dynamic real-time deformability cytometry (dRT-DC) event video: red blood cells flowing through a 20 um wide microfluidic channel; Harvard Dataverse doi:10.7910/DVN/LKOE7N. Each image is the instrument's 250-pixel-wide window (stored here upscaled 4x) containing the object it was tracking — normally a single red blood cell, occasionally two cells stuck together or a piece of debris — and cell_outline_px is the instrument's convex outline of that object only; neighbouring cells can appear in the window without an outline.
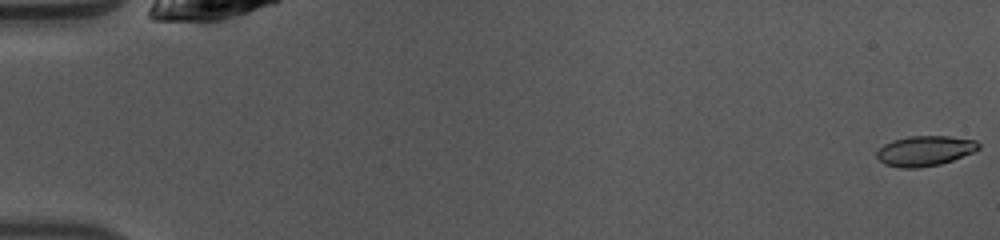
{"species": "common noctule bat (a hibernating species)", "species_latin": "Nyctalus noctula", "temperature_condition": "warm", "stored_images_in_passage": 49, "camera_frame_rate_fps": 3000, "um_per_image_px": 0.085, "animal": {"sex": "female", "body_mass_g": 10.0, "forearm_length_mm": 53.1}, "frame": {"image": 1, "passage_image": 1, "time_ms": 0.0, "image_size_px": [1000, 240], "cell_outline_px": [[980, 148], [972, 152], [952, 160], [940, 164], [916, 168], [900, 168], [884, 164], [876, 156], [876, 152], [884, 144], [892, 140], [908, 136], [948, 136], [976, 140], [980, 144]], "centroid_in_image_um": [78.59, 12.82], "position_along_channel_um": 6.4, "area_um2": 17.86}}
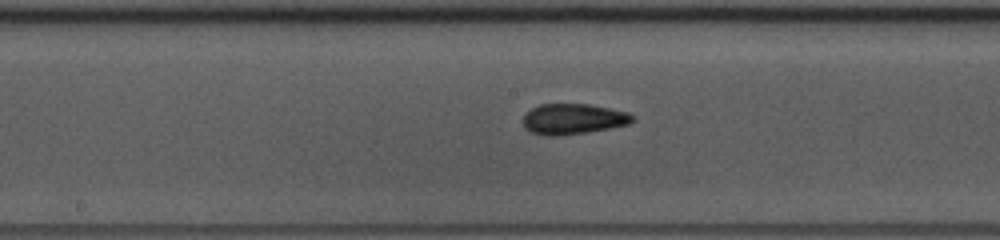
{"frame": {"image": 2, "passage_image": 26, "time_ms": 8.333, "image_size_px": [1000, 240], "cell_outline_px": [[636, 120], [628, 124], [612, 128], [588, 132], [556, 136], [544, 136], [532, 132], [524, 128], [524, 116], [532, 108], [540, 104], [588, 104], [628, 112]], "centroid_in_image_um": [48.73, 10.12], "position_along_channel_um": 199.5, "area_um2": 19.48}}
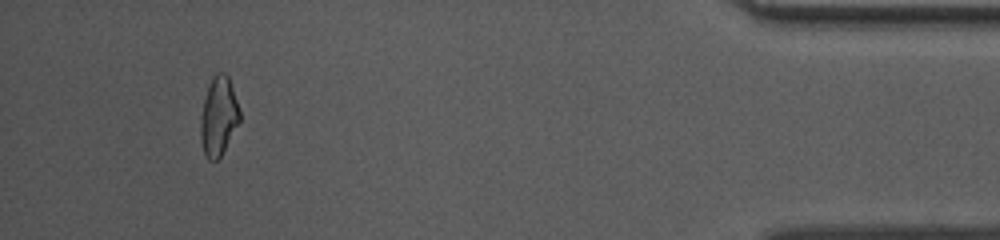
{"frame": {"image": 3, "passage_image": 46, "time_ms": 15.0, "image_size_px": [1000, 240], "cell_outline_px": [[240, 120], [220, 156], [216, 160], [208, 160], [204, 152], [200, 136], [200, 116], [204, 100], [212, 76], [216, 72], [224, 72], [228, 76], [240, 108]], "centroid_in_image_um": [18.57, 9.85], "position_along_channel_um": 416.6, "area_um2": 17.8}, "authors_computed_cell_mechanics": {"area_um2": 18.3804, "velocity_mm_per_s": 4.1451, "shape_relaxation_time_tau1_ms": 8.7478, "shape_relaxation_time_tau2_ms": 1.9565, "deformation_change_tau1": 0.1798, "deformation_change_tau2": 0.0692}}